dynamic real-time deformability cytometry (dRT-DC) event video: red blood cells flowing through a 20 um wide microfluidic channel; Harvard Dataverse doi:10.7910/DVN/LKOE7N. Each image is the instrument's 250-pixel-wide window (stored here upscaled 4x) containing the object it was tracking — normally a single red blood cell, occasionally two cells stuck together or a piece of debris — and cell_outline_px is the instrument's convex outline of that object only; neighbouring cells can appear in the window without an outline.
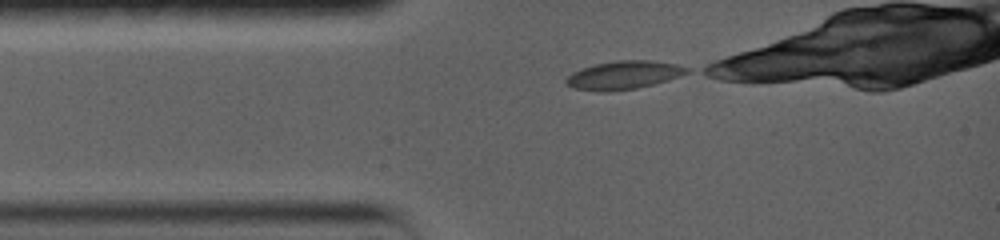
{"species": "common noctule bat (a hibernating species)", "species_latin": "Nyctalus noctula", "temperature_condition": "warm", "stored_images_in_passage": 51, "camera_frame_rate_fps": 5000, "um_per_image_px": 0.085, "animal": {"sex": "female", "body_mass_g": 19.0, "forearm_length_mm": 56.7}, "frame": {"image": 1, "passage_image": 1, "time_ms": 0.0, "image_size_px": [1000, 240], "cell_outline_px": [[688, 68], [684, 72], [676, 76], [664, 80], [632, 88], [576, 88], [568, 84], [568, 76], [584, 68], [596, 64], [616, 60], [648, 60], [672, 64]], "centroid_in_image_um": [53.02, 6.31], "position_along_channel_um": 32.0, "area_um2": 17.8}}
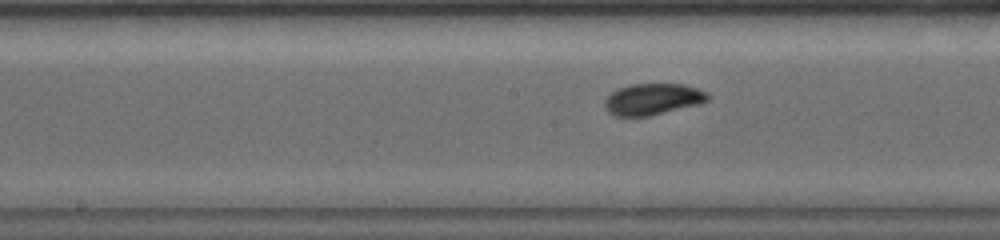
{"frame": {"image": 2, "passage_image": 28, "time_ms": 4.6, "image_size_px": [1000, 240], "cell_outline_px": [[708, 96], [704, 100], [640, 116], [620, 116], [612, 112], [608, 108], [608, 96], [612, 92], [620, 88], [632, 84], [680, 84], [696, 88], [704, 92]], "centroid_in_image_um": [55.41, 8.37], "position_along_channel_um": 192.8, "area_um2": 16.94}}
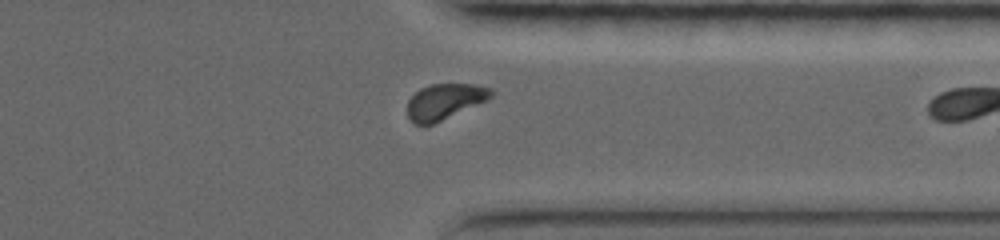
{"frame": {"image": 3, "passage_image": 49, "time_ms": 9.4, "image_size_px": [1000, 240], "cell_outline_px": [[496, 92], [488, 100], [432, 124], [412, 124], [408, 116], [408, 100], [420, 88], [432, 84], [472, 84], [492, 88]], "centroid_in_image_um": [37.82, 8.62], "position_along_channel_um": 373.6, "area_um2": 17.34}}